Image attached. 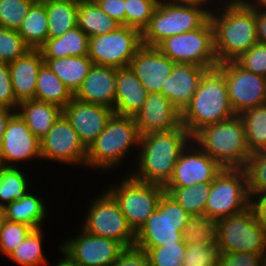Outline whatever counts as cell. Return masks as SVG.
<instances>
[{"instance_id":"6da1fadb","label":"cell","mask_w":266,"mask_h":266,"mask_svg":"<svg viewBox=\"0 0 266 266\" xmlns=\"http://www.w3.org/2000/svg\"><path fill=\"white\" fill-rule=\"evenodd\" d=\"M192 136L180 125L166 132L141 135L138 168L130 175L137 181L165 186L171 179L181 152Z\"/></svg>"},{"instance_id":"7a4b0ae2","label":"cell","mask_w":266,"mask_h":266,"mask_svg":"<svg viewBox=\"0 0 266 266\" xmlns=\"http://www.w3.org/2000/svg\"><path fill=\"white\" fill-rule=\"evenodd\" d=\"M235 115L225 75L216 67L204 73L190 104L181 113V125L193 137L203 127Z\"/></svg>"},{"instance_id":"3957f363","label":"cell","mask_w":266,"mask_h":266,"mask_svg":"<svg viewBox=\"0 0 266 266\" xmlns=\"http://www.w3.org/2000/svg\"><path fill=\"white\" fill-rule=\"evenodd\" d=\"M215 11L210 12V20L214 28L217 61L219 64L235 61L258 43L255 10L242 4Z\"/></svg>"},{"instance_id":"277c9868","label":"cell","mask_w":266,"mask_h":266,"mask_svg":"<svg viewBox=\"0 0 266 266\" xmlns=\"http://www.w3.org/2000/svg\"><path fill=\"white\" fill-rule=\"evenodd\" d=\"M192 140L222 168L243 169L251 155L239 115L203 127Z\"/></svg>"},{"instance_id":"5b68a950","label":"cell","mask_w":266,"mask_h":266,"mask_svg":"<svg viewBox=\"0 0 266 266\" xmlns=\"http://www.w3.org/2000/svg\"><path fill=\"white\" fill-rule=\"evenodd\" d=\"M211 8L187 0H162L141 32L142 44L157 47L170 36L201 27L210 18Z\"/></svg>"},{"instance_id":"8992f818","label":"cell","mask_w":266,"mask_h":266,"mask_svg":"<svg viewBox=\"0 0 266 266\" xmlns=\"http://www.w3.org/2000/svg\"><path fill=\"white\" fill-rule=\"evenodd\" d=\"M140 137L134 117L113 113L105 129L87 149L85 167L101 172L119 166L126 154H130L129 149L139 146Z\"/></svg>"},{"instance_id":"52a82bcc","label":"cell","mask_w":266,"mask_h":266,"mask_svg":"<svg viewBox=\"0 0 266 266\" xmlns=\"http://www.w3.org/2000/svg\"><path fill=\"white\" fill-rule=\"evenodd\" d=\"M190 215L167 193L161 196L156 210L136 232L135 247L149 248L183 241V230Z\"/></svg>"},{"instance_id":"ba28073f","label":"cell","mask_w":266,"mask_h":266,"mask_svg":"<svg viewBox=\"0 0 266 266\" xmlns=\"http://www.w3.org/2000/svg\"><path fill=\"white\" fill-rule=\"evenodd\" d=\"M217 246L220 254L252 252L266 255V228L255 208L218 220Z\"/></svg>"},{"instance_id":"9c48e42d","label":"cell","mask_w":266,"mask_h":266,"mask_svg":"<svg viewBox=\"0 0 266 266\" xmlns=\"http://www.w3.org/2000/svg\"><path fill=\"white\" fill-rule=\"evenodd\" d=\"M157 48L175 63H191L208 70L219 65L210 18L195 30L166 38Z\"/></svg>"},{"instance_id":"30bf717a","label":"cell","mask_w":266,"mask_h":266,"mask_svg":"<svg viewBox=\"0 0 266 266\" xmlns=\"http://www.w3.org/2000/svg\"><path fill=\"white\" fill-rule=\"evenodd\" d=\"M251 203L244 169L223 168L211 183L205 216L220 220L245 211Z\"/></svg>"},{"instance_id":"8fae6325","label":"cell","mask_w":266,"mask_h":266,"mask_svg":"<svg viewBox=\"0 0 266 266\" xmlns=\"http://www.w3.org/2000/svg\"><path fill=\"white\" fill-rule=\"evenodd\" d=\"M107 191L117 201L129 226L136 233L156 210L165 189L162 185L144 183L127 175L122 177L121 184L112 185Z\"/></svg>"},{"instance_id":"7c38bea8","label":"cell","mask_w":266,"mask_h":266,"mask_svg":"<svg viewBox=\"0 0 266 266\" xmlns=\"http://www.w3.org/2000/svg\"><path fill=\"white\" fill-rule=\"evenodd\" d=\"M90 204L86 218L82 220L83 230L94 236L116 240L125 248L135 247L136 233L107 190L97 198L94 197Z\"/></svg>"},{"instance_id":"4fadbf2b","label":"cell","mask_w":266,"mask_h":266,"mask_svg":"<svg viewBox=\"0 0 266 266\" xmlns=\"http://www.w3.org/2000/svg\"><path fill=\"white\" fill-rule=\"evenodd\" d=\"M142 45L141 31L120 25L108 34L90 37L88 56L94 65L129 67L132 58Z\"/></svg>"},{"instance_id":"5bb4252c","label":"cell","mask_w":266,"mask_h":266,"mask_svg":"<svg viewBox=\"0 0 266 266\" xmlns=\"http://www.w3.org/2000/svg\"><path fill=\"white\" fill-rule=\"evenodd\" d=\"M225 75L228 96L236 115L266 103V77L245 70L236 61L217 66Z\"/></svg>"},{"instance_id":"9a60e30c","label":"cell","mask_w":266,"mask_h":266,"mask_svg":"<svg viewBox=\"0 0 266 266\" xmlns=\"http://www.w3.org/2000/svg\"><path fill=\"white\" fill-rule=\"evenodd\" d=\"M41 159L68 165L86 164L87 148L62 113L49 132L40 139Z\"/></svg>"},{"instance_id":"2e32d148","label":"cell","mask_w":266,"mask_h":266,"mask_svg":"<svg viewBox=\"0 0 266 266\" xmlns=\"http://www.w3.org/2000/svg\"><path fill=\"white\" fill-rule=\"evenodd\" d=\"M68 239L59 247L79 266H111L126 249L116 240L91 235L82 228L77 237Z\"/></svg>"},{"instance_id":"e0dca14e","label":"cell","mask_w":266,"mask_h":266,"mask_svg":"<svg viewBox=\"0 0 266 266\" xmlns=\"http://www.w3.org/2000/svg\"><path fill=\"white\" fill-rule=\"evenodd\" d=\"M222 167L193 140L181 152L169 182L164 187H188L212 183Z\"/></svg>"},{"instance_id":"ac0fdd59","label":"cell","mask_w":266,"mask_h":266,"mask_svg":"<svg viewBox=\"0 0 266 266\" xmlns=\"http://www.w3.org/2000/svg\"><path fill=\"white\" fill-rule=\"evenodd\" d=\"M35 158H41L40 140L15 112L7 122L0 145V166L16 167L18 162Z\"/></svg>"},{"instance_id":"d6986e66","label":"cell","mask_w":266,"mask_h":266,"mask_svg":"<svg viewBox=\"0 0 266 266\" xmlns=\"http://www.w3.org/2000/svg\"><path fill=\"white\" fill-rule=\"evenodd\" d=\"M113 113L112 108L83 102L74 97L63 109V114L87 149L105 129Z\"/></svg>"},{"instance_id":"ffe728a7","label":"cell","mask_w":266,"mask_h":266,"mask_svg":"<svg viewBox=\"0 0 266 266\" xmlns=\"http://www.w3.org/2000/svg\"><path fill=\"white\" fill-rule=\"evenodd\" d=\"M174 64L175 62L157 47L142 45L132 58L129 67L148 93H160Z\"/></svg>"},{"instance_id":"44dd1931","label":"cell","mask_w":266,"mask_h":266,"mask_svg":"<svg viewBox=\"0 0 266 266\" xmlns=\"http://www.w3.org/2000/svg\"><path fill=\"white\" fill-rule=\"evenodd\" d=\"M134 120L140 135L166 132L181 125V113L162 93H148Z\"/></svg>"},{"instance_id":"7402d4cb","label":"cell","mask_w":266,"mask_h":266,"mask_svg":"<svg viewBox=\"0 0 266 266\" xmlns=\"http://www.w3.org/2000/svg\"><path fill=\"white\" fill-rule=\"evenodd\" d=\"M207 68L191 63H175L161 92L182 113L190 104Z\"/></svg>"},{"instance_id":"603a6c76","label":"cell","mask_w":266,"mask_h":266,"mask_svg":"<svg viewBox=\"0 0 266 266\" xmlns=\"http://www.w3.org/2000/svg\"><path fill=\"white\" fill-rule=\"evenodd\" d=\"M117 68L93 65L74 98L114 109Z\"/></svg>"},{"instance_id":"cb8c5ba5","label":"cell","mask_w":266,"mask_h":266,"mask_svg":"<svg viewBox=\"0 0 266 266\" xmlns=\"http://www.w3.org/2000/svg\"><path fill=\"white\" fill-rule=\"evenodd\" d=\"M43 63L39 49H30L23 56L8 63L13 93L19 103L35 99L36 81Z\"/></svg>"},{"instance_id":"d4e9b609","label":"cell","mask_w":266,"mask_h":266,"mask_svg":"<svg viewBox=\"0 0 266 266\" xmlns=\"http://www.w3.org/2000/svg\"><path fill=\"white\" fill-rule=\"evenodd\" d=\"M148 92L130 67L117 68L114 113L134 117Z\"/></svg>"},{"instance_id":"484cf974","label":"cell","mask_w":266,"mask_h":266,"mask_svg":"<svg viewBox=\"0 0 266 266\" xmlns=\"http://www.w3.org/2000/svg\"><path fill=\"white\" fill-rule=\"evenodd\" d=\"M16 112L25 121L31 132L40 140L61 116L63 109L51 103L32 99L20 102Z\"/></svg>"},{"instance_id":"4316f807","label":"cell","mask_w":266,"mask_h":266,"mask_svg":"<svg viewBox=\"0 0 266 266\" xmlns=\"http://www.w3.org/2000/svg\"><path fill=\"white\" fill-rule=\"evenodd\" d=\"M89 37L77 26L57 38H48L39 48L43 59L88 55Z\"/></svg>"},{"instance_id":"83f0119b","label":"cell","mask_w":266,"mask_h":266,"mask_svg":"<svg viewBox=\"0 0 266 266\" xmlns=\"http://www.w3.org/2000/svg\"><path fill=\"white\" fill-rule=\"evenodd\" d=\"M43 60L73 95L94 65L88 55Z\"/></svg>"},{"instance_id":"f1b7e54d","label":"cell","mask_w":266,"mask_h":266,"mask_svg":"<svg viewBox=\"0 0 266 266\" xmlns=\"http://www.w3.org/2000/svg\"><path fill=\"white\" fill-rule=\"evenodd\" d=\"M46 208L44 200L30 191L23 198L14 200L4 207L5 220L23 223L34 229H39L47 217Z\"/></svg>"},{"instance_id":"f546056e","label":"cell","mask_w":266,"mask_h":266,"mask_svg":"<svg viewBox=\"0 0 266 266\" xmlns=\"http://www.w3.org/2000/svg\"><path fill=\"white\" fill-rule=\"evenodd\" d=\"M77 26L90 38L108 34L120 24L109 17L97 3L79 0Z\"/></svg>"},{"instance_id":"4dcf8cb0","label":"cell","mask_w":266,"mask_h":266,"mask_svg":"<svg viewBox=\"0 0 266 266\" xmlns=\"http://www.w3.org/2000/svg\"><path fill=\"white\" fill-rule=\"evenodd\" d=\"M24 43L30 49H39L48 39V15L45 4L36 0L18 28Z\"/></svg>"},{"instance_id":"1f68e13d","label":"cell","mask_w":266,"mask_h":266,"mask_svg":"<svg viewBox=\"0 0 266 266\" xmlns=\"http://www.w3.org/2000/svg\"><path fill=\"white\" fill-rule=\"evenodd\" d=\"M74 95L54 74L46 63H43L36 81L35 100L51 103L64 109Z\"/></svg>"},{"instance_id":"d6a6232c","label":"cell","mask_w":266,"mask_h":266,"mask_svg":"<svg viewBox=\"0 0 266 266\" xmlns=\"http://www.w3.org/2000/svg\"><path fill=\"white\" fill-rule=\"evenodd\" d=\"M48 15V38L62 36L77 27L78 1H42Z\"/></svg>"},{"instance_id":"836d02e7","label":"cell","mask_w":266,"mask_h":266,"mask_svg":"<svg viewBox=\"0 0 266 266\" xmlns=\"http://www.w3.org/2000/svg\"><path fill=\"white\" fill-rule=\"evenodd\" d=\"M239 116L244 123L249 152L266 150V103L249 108Z\"/></svg>"},{"instance_id":"e575fe53","label":"cell","mask_w":266,"mask_h":266,"mask_svg":"<svg viewBox=\"0 0 266 266\" xmlns=\"http://www.w3.org/2000/svg\"><path fill=\"white\" fill-rule=\"evenodd\" d=\"M211 183L194 184L188 187H164L190 216H205V206Z\"/></svg>"},{"instance_id":"d590c367","label":"cell","mask_w":266,"mask_h":266,"mask_svg":"<svg viewBox=\"0 0 266 266\" xmlns=\"http://www.w3.org/2000/svg\"><path fill=\"white\" fill-rule=\"evenodd\" d=\"M43 228L33 229L7 257L21 266H45L48 262L42 249Z\"/></svg>"},{"instance_id":"8d00e7d4","label":"cell","mask_w":266,"mask_h":266,"mask_svg":"<svg viewBox=\"0 0 266 266\" xmlns=\"http://www.w3.org/2000/svg\"><path fill=\"white\" fill-rule=\"evenodd\" d=\"M25 173L16 167L0 166V205L5 207L14 200L23 198L29 191ZM4 202V203H3Z\"/></svg>"},{"instance_id":"74e56055","label":"cell","mask_w":266,"mask_h":266,"mask_svg":"<svg viewBox=\"0 0 266 266\" xmlns=\"http://www.w3.org/2000/svg\"><path fill=\"white\" fill-rule=\"evenodd\" d=\"M218 220L204 215L191 216L183 230V241L189 245L217 244Z\"/></svg>"},{"instance_id":"f35d334b","label":"cell","mask_w":266,"mask_h":266,"mask_svg":"<svg viewBox=\"0 0 266 266\" xmlns=\"http://www.w3.org/2000/svg\"><path fill=\"white\" fill-rule=\"evenodd\" d=\"M247 177V189L251 200L266 191V150L252 153L243 168Z\"/></svg>"},{"instance_id":"ab89813d","label":"cell","mask_w":266,"mask_h":266,"mask_svg":"<svg viewBox=\"0 0 266 266\" xmlns=\"http://www.w3.org/2000/svg\"><path fill=\"white\" fill-rule=\"evenodd\" d=\"M185 242L174 244H165L149 248L146 254L149 259L150 266H181L186 255Z\"/></svg>"},{"instance_id":"60d3db41","label":"cell","mask_w":266,"mask_h":266,"mask_svg":"<svg viewBox=\"0 0 266 266\" xmlns=\"http://www.w3.org/2000/svg\"><path fill=\"white\" fill-rule=\"evenodd\" d=\"M36 0H0V27L18 30Z\"/></svg>"},{"instance_id":"b9f144b4","label":"cell","mask_w":266,"mask_h":266,"mask_svg":"<svg viewBox=\"0 0 266 266\" xmlns=\"http://www.w3.org/2000/svg\"><path fill=\"white\" fill-rule=\"evenodd\" d=\"M33 229L30 225L5 220L0 229V252L8 257Z\"/></svg>"},{"instance_id":"7bdbcfd3","label":"cell","mask_w":266,"mask_h":266,"mask_svg":"<svg viewBox=\"0 0 266 266\" xmlns=\"http://www.w3.org/2000/svg\"><path fill=\"white\" fill-rule=\"evenodd\" d=\"M30 48L17 30L0 27V62H12L23 56Z\"/></svg>"},{"instance_id":"ee69618b","label":"cell","mask_w":266,"mask_h":266,"mask_svg":"<svg viewBox=\"0 0 266 266\" xmlns=\"http://www.w3.org/2000/svg\"><path fill=\"white\" fill-rule=\"evenodd\" d=\"M156 6L146 0H125V26L143 31L148 25Z\"/></svg>"},{"instance_id":"f6af8a7d","label":"cell","mask_w":266,"mask_h":266,"mask_svg":"<svg viewBox=\"0 0 266 266\" xmlns=\"http://www.w3.org/2000/svg\"><path fill=\"white\" fill-rule=\"evenodd\" d=\"M220 250L217 244L192 243L186 246L183 264L187 266H217Z\"/></svg>"},{"instance_id":"bcb514c9","label":"cell","mask_w":266,"mask_h":266,"mask_svg":"<svg viewBox=\"0 0 266 266\" xmlns=\"http://www.w3.org/2000/svg\"><path fill=\"white\" fill-rule=\"evenodd\" d=\"M235 61L245 70L266 77V45L255 44Z\"/></svg>"},{"instance_id":"7dc6e473","label":"cell","mask_w":266,"mask_h":266,"mask_svg":"<svg viewBox=\"0 0 266 266\" xmlns=\"http://www.w3.org/2000/svg\"><path fill=\"white\" fill-rule=\"evenodd\" d=\"M265 258L252 252L220 254L217 266H264Z\"/></svg>"},{"instance_id":"c3c4849f","label":"cell","mask_w":266,"mask_h":266,"mask_svg":"<svg viewBox=\"0 0 266 266\" xmlns=\"http://www.w3.org/2000/svg\"><path fill=\"white\" fill-rule=\"evenodd\" d=\"M18 104L13 93L9 64L0 62V105L16 111Z\"/></svg>"},{"instance_id":"681fc988","label":"cell","mask_w":266,"mask_h":266,"mask_svg":"<svg viewBox=\"0 0 266 266\" xmlns=\"http://www.w3.org/2000/svg\"><path fill=\"white\" fill-rule=\"evenodd\" d=\"M111 266H150L145 251L136 247L126 248Z\"/></svg>"},{"instance_id":"f907efd6","label":"cell","mask_w":266,"mask_h":266,"mask_svg":"<svg viewBox=\"0 0 266 266\" xmlns=\"http://www.w3.org/2000/svg\"><path fill=\"white\" fill-rule=\"evenodd\" d=\"M98 6L120 25H125V0H98Z\"/></svg>"},{"instance_id":"816d5d0a","label":"cell","mask_w":266,"mask_h":266,"mask_svg":"<svg viewBox=\"0 0 266 266\" xmlns=\"http://www.w3.org/2000/svg\"><path fill=\"white\" fill-rule=\"evenodd\" d=\"M251 205L255 208L259 222L266 228V191L256 195Z\"/></svg>"},{"instance_id":"f5cc1de1","label":"cell","mask_w":266,"mask_h":266,"mask_svg":"<svg viewBox=\"0 0 266 266\" xmlns=\"http://www.w3.org/2000/svg\"><path fill=\"white\" fill-rule=\"evenodd\" d=\"M258 43L266 45V10L255 11Z\"/></svg>"},{"instance_id":"db71d44e","label":"cell","mask_w":266,"mask_h":266,"mask_svg":"<svg viewBox=\"0 0 266 266\" xmlns=\"http://www.w3.org/2000/svg\"><path fill=\"white\" fill-rule=\"evenodd\" d=\"M13 109L0 105V145L6 129V125L10 117L15 113Z\"/></svg>"},{"instance_id":"11a10c76","label":"cell","mask_w":266,"mask_h":266,"mask_svg":"<svg viewBox=\"0 0 266 266\" xmlns=\"http://www.w3.org/2000/svg\"><path fill=\"white\" fill-rule=\"evenodd\" d=\"M187 1L194 2V3L198 4V5H201L202 7L205 4H210V0H187ZM215 1L213 0L214 6H215ZM217 1L218 2L222 1V3H223L224 0H217ZM224 2H226L225 5L224 4H220L221 6H223V8L236 7V6H240V5L243 4V0H228V1H224Z\"/></svg>"},{"instance_id":"9f6ffc18","label":"cell","mask_w":266,"mask_h":266,"mask_svg":"<svg viewBox=\"0 0 266 266\" xmlns=\"http://www.w3.org/2000/svg\"><path fill=\"white\" fill-rule=\"evenodd\" d=\"M255 1L251 2V0L250 1L243 0V4L246 7L250 8L252 10H255V11L266 10V0H255Z\"/></svg>"},{"instance_id":"6f0895ef","label":"cell","mask_w":266,"mask_h":266,"mask_svg":"<svg viewBox=\"0 0 266 266\" xmlns=\"http://www.w3.org/2000/svg\"><path fill=\"white\" fill-rule=\"evenodd\" d=\"M59 249L63 253V257L56 265L53 266H79L69 255H67V253H65L61 248Z\"/></svg>"},{"instance_id":"680465c9","label":"cell","mask_w":266,"mask_h":266,"mask_svg":"<svg viewBox=\"0 0 266 266\" xmlns=\"http://www.w3.org/2000/svg\"><path fill=\"white\" fill-rule=\"evenodd\" d=\"M4 221H5L4 207L0 205V229L2 228Z\"/></svg>"},{"instance_id":"91938a15","label":"cell","mask_w":266,"mask_h":266,"mask_svg":"<svg viewBox=\"0 0 266 266\" xmlns=\"http://www.w3.org/2000/svg\"><path fill=\"white\" fill-rule=\"evenodd\" d=\"M146 1L153 3L156 7L162 2V0H146Z\"/></svg>"},{"instance_id":"94428289","label":"cell","mask_w":266,"mask_h":266,"mask_svg":"<svg viewBox=\"0 0 266 266\" xmlns=\"http://www.w3.org/2000/svg\"><path fill=\"white\" fill-rule=\"evenodd\" d=\"M85 1H89V2H97L98 0H85Z\"/></svg>"},{"instance_id":"6125c7cd","label":"cell","mask_w":266,"mask_h":266,"mask_svg":"<svg viewBox=\"0 0 266 266\" xmlns=\"http://www.w3.org/2000/svg\"><path fill=\"white\" fill-rule=\"evenodd\" d=\"M39 1H50V0H39ZM71 1H79V0H71Z\"/></svg>"}]
</instances>
